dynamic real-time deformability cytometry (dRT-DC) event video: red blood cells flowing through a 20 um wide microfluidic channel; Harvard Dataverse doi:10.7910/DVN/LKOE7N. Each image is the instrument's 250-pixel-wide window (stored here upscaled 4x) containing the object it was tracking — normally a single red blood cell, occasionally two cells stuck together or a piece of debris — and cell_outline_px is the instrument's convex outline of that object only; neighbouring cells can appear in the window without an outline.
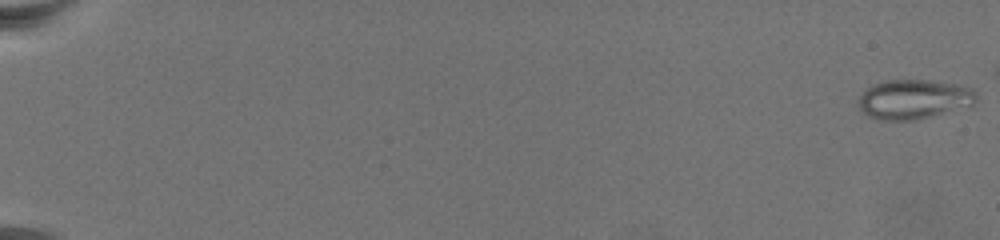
{"species": "common noctule bat (a hibernating species)", "species_latin": "Nyctalus noctula", "temperature_condition": "warm", "stored_images_in_passage": 70, "camera_frame_rate_fps": 3000, "um_per_image_px": 0.085, "animal": {"sex": "female", "body_mass_g": 19.5, "forearm_length_mm": 54.1}, "frame": {"image": 1, "passage_image": 1, "time_ms": 0.0, "image_size_px": [1000, 240], "cell_outline_px": [[976, 100], [972, 104], [928, 116], [912, 120], [880, 120], [868, 116], [860, 108], [856, 100], [868, 88], [876, 84], [888, 80], [928, 80], [960, 84], [972, 88], [976, 92]], "centroid_in_image_um": [77.65, 8.42], "position_along_channel_um": 7.3, "area_um2": 26.65}}
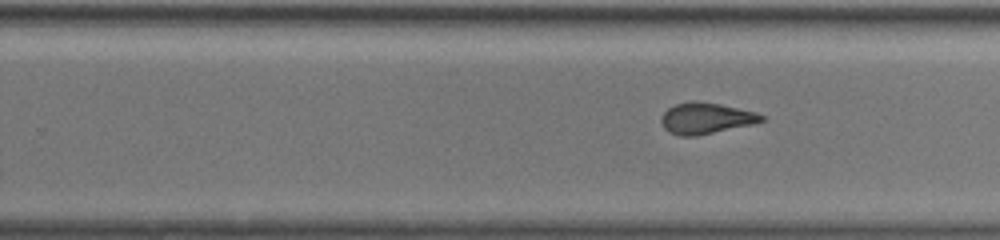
{"frame": {"image": 2, "passage_image": 50, "time_ms": 16.333, "image_size_px": [1000, 240], "cell_outline_px": [[764, 120], [752, 124], [696, 136], [680, 136], [668, 132], [660, 124], [660, 116], [668, 108], [676, 104], [692, 100], [696, 100], [720, 104], [756, 112], [764, 116]], "centroid_in_image_um": [59.95, 10.05], "position_along_channel_um": 269.9, "area_um2": 18.26}}
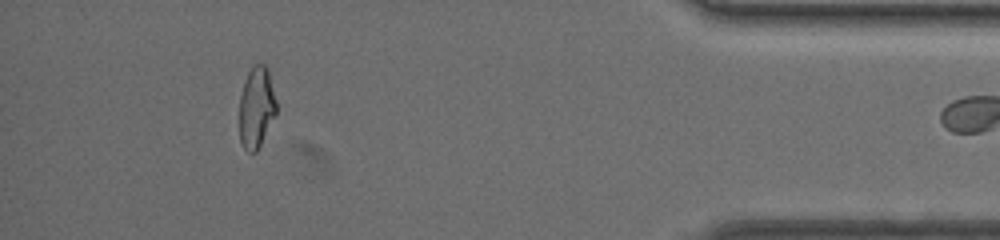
{"frame": {"image": 3, "passage_image": 69, "time_ms": 22.667, "image_size_px": [1000, 240], "cell_outline_px": [[276, 116], [256, 152], [248, 152], [244, 148], [240, 140], [240, 96], [244, 80], [248, 72], [256, 64], [264, 64], [268, 68], [276, 100]], "centroid_in_image_um": [21.81, 9.13], "position_along_channel_um": 413.4, "area_um2": 17.51}}